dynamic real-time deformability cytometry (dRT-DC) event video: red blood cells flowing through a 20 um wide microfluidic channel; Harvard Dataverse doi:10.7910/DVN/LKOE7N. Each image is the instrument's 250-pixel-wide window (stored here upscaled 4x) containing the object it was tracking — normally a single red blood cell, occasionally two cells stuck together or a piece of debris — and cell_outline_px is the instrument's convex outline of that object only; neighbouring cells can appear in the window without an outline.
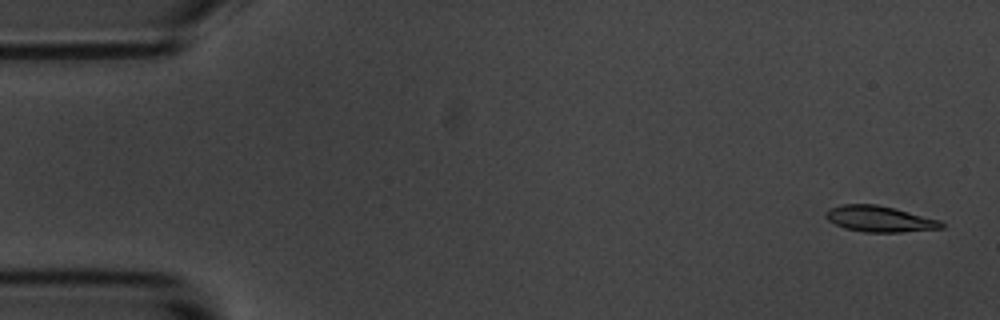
{"species": "common noctule bat (a hibernating species)", "species_latin": "Nyctalus noctula", "temperature_condition": "room temperature", "stored_images_in_passage": 4, "camera_frame_rate_fps": 3000, "um_per_image_px": 0.085, "animal": {"sex": "male", "body_mass_g": 20.1, "forearm_length_mm": 53.5}, "frame": {"image": 1, "passage_image": 1, "time_ms": 0.0, "image_size_px": [1000, 320], "cell_outline_px": [[944, 228], [900, 232], [864, 232], [844, 228], [828, 220], [824, 216], [828, 208], [840, 204], [876, 204], [896, 208], [940, 220], [944, 224]], "centroid_in_image_um": [74.75, 18.6], "position_along_channel_um": 10.3, "area_um2": 17.63}}